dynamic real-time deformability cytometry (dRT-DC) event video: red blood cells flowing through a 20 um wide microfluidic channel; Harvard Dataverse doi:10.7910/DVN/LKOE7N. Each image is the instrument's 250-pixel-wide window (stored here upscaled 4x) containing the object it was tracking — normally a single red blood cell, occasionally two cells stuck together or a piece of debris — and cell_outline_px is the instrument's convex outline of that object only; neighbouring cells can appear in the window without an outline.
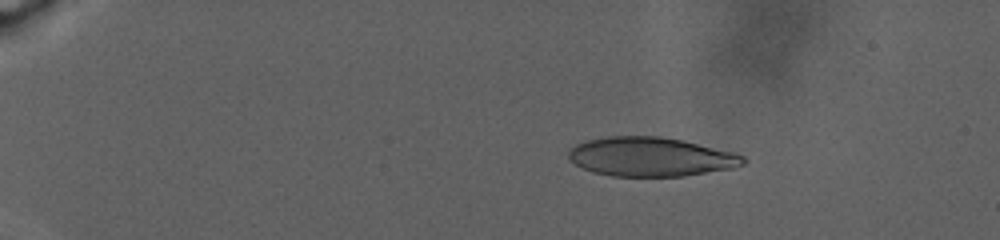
{"species": "human", "species_latin": "Homo sapiens", "temperature_condition": "warm", "stored_images_in_passage": 66, "camera_frame_rate_fps": 3000, "um_per_image_px": 0.085, "donor": {"sex": "male"}, "frame": {"image": 1, "passage_image": 10, "time_ms": 5.667, "image_size_px": [1000, 240], "cell_outline_px": [[748, 160], [744, 164], [732, 168], [684, 176], [612, 176], [592, 172], [568, 160], [568, 148], [576, 144], [588, 140], [608, 136], [660, 136], [680, 140], [736, 152], [744, 156]], "centroid_in_image_um": [55.31, 13.33], "position_along_channel_um": 29.7, "area_um2": 39.94}}
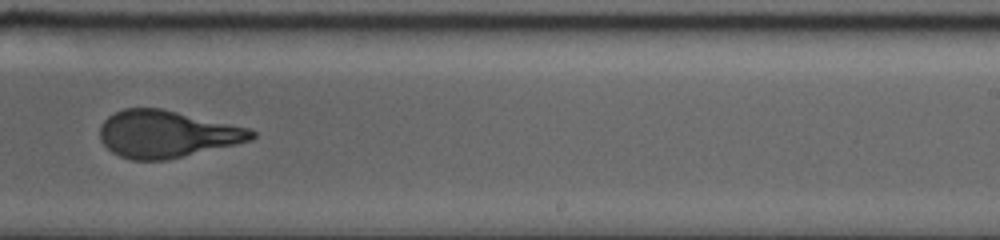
{"frame": {"image": 2, "passage_image": 41, "time_ms": 21.0, "image_size_px": [1000, 240], "cell_outline_px": [[256, 136], [252, 140], [236, 144], [164, 160], [132, 160], [120, 156], [112, 152], [100, 140], [100, 124], [108, 116], [124, 108], [160, 108], [248, 128], [256, 132]], "centroid_in_image_um": [14.14, 11.39], "position_along_channel_um": 274.9, "area_um2": 41.21}}
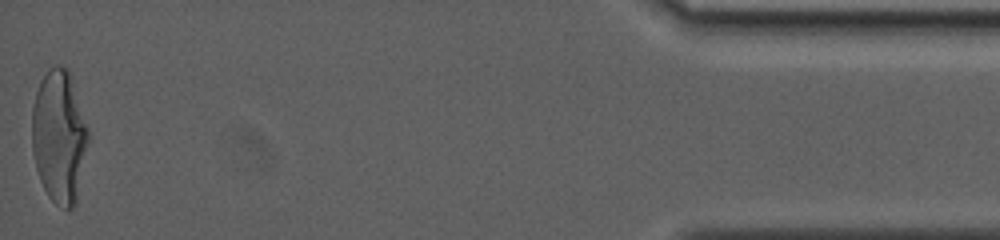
{"frame": {"image": 3, "passage_image": 66, "time_ms": 30.667, "image_size_px": [1000, 240], "cell_outline_px": [[88, 144], [76, 204], [72, 208], [64, 208], [56, 204], [48, 196], [40, 180], [36, 168], [32, 152], [32, 108], [36, 92], [40, 80], [48, 68], [56, 64], [60, 64], [68, 68], [88, 128]], "centroid_in_image_um": [5.02, 11.59], "position_along_channel_um": 430.2, "area_um2": 43.75}, "authors_computed_cell_mechanics": {"area_um2": 41.7894, "velocity_mm_per_s": 2.3518, "shape_relaxation_time_tau1_ms": 11.3181, "shape_relaxation_time_tau2_ms": 1.5161, "deformation_change_tau1": 0.2952, "deformation_change_tau2": 0.0953}}